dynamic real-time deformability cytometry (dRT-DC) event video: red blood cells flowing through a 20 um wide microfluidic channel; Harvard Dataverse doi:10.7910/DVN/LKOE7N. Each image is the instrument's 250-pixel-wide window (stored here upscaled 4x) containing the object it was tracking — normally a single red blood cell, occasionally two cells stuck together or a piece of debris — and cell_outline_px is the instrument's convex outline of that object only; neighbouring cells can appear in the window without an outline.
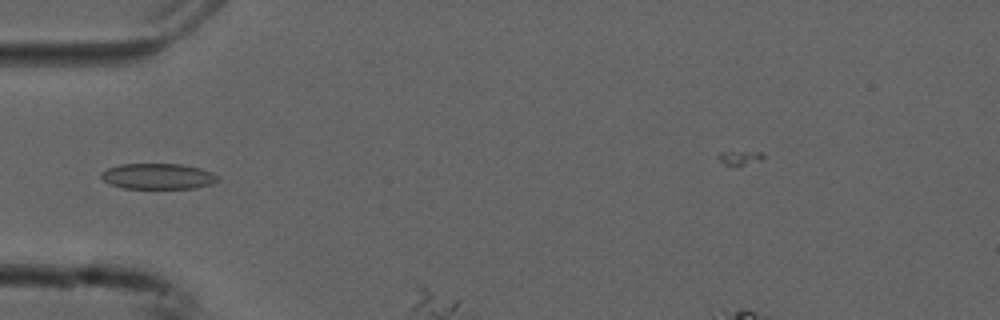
{"species": "common noctule bat (a hibernating species)", "species_latin": "Nyctalus noctula", "temperature_condition": "cold", "stored_images_in_passage": 3, "segment_of_instrument_passage": [1, 2], "camera_frame_rate_fps": 3000, "um_per_image_px": 0.085, "animal": {"sex": "male", "forearm_length_mm": 52.5}, "frame": {"image": 1, "passage_image": 1, "time_ms": 0.0, "image_size_px": [1000, 320], "cell_outline_px": [[220, 180], [212, 184], [196, 188], [124, 188], [108, 184], [100, 176], [100, 172], [108, 168], [120, 164], [180, 164], [200, 168], [212, 172], [220, 176]], "centroid_in_image_um": [13.45, 14.98], "position_along_channel_um": 71.6, "area_um2": 17.63}}